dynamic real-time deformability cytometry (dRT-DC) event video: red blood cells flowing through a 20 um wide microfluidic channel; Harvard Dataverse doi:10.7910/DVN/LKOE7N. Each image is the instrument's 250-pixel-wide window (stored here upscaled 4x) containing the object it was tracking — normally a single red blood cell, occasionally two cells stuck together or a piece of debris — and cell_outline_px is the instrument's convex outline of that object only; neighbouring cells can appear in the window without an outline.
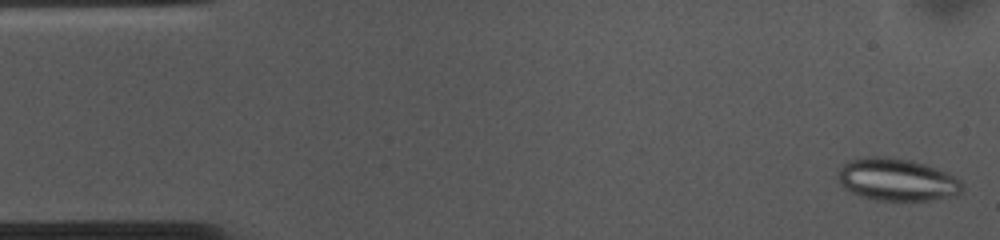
{"species": "common noctule bat (a hibernating species)", "species_latin": "Nyctalus noctula", "temperature_condition": "cold", "stored_images_in_passage": 53, "camera_frame_rate_fps": 3000, "um_per_image_px": 0.085, "animal": {"sex": "female", "body_mass_g": 10.0, "forearm_length_mm": 53.1}, "frame": {"image": 1, "passage_image": 1, "time_ms": 0.0, "image_size_px": [1000, 240], "cell_outline_px": [[964, 188], [960, 192], [952, 196], [932, 200], [876, 200], [852, 192], [844, 188], [840, 184], [836, 176], [840, 164], [848, 160], [864, 156], [888, 156], [912, 160], [936, 168], [960, 180]], "centroid_in_image_um": [76.17, 15.24], "position_along_channel_um": 8.8, "area_um2": 30.87}}
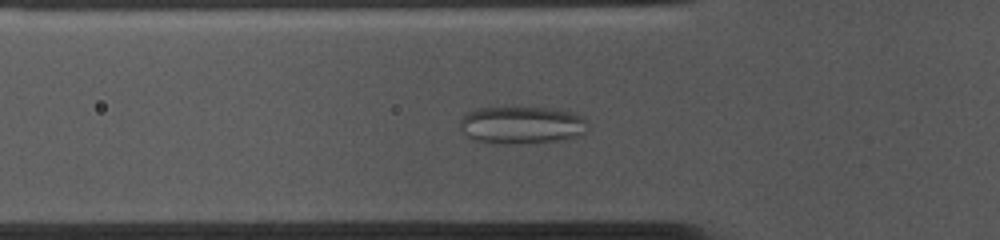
{"frame": {"image": 2, "passage_image": 16, "time_ms": 5.0, "image_size_px": [1000, 240], "cell_outline_px": [[588, 128], [584, 132], [576, 136], [564, 140], [476, 140], [468, 136], [460, 128], [460, 120], [468, 112], [480, 108], [552, 108], [572, 112], [580, 116], [584, 120]], "centroid_in_image_um": [44.38, 10.56], "position_along_channel_um": 81.4, "area_um2": 26.18}}
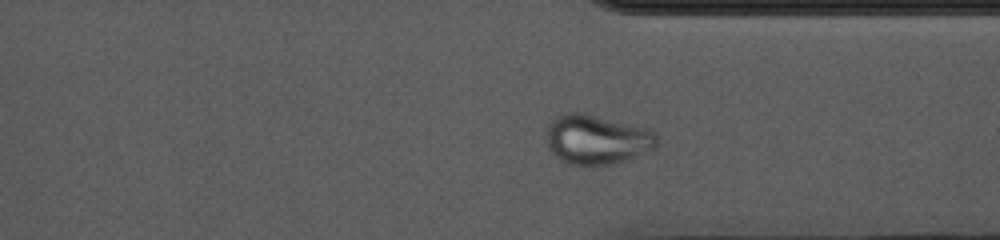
{"frame": {"image": 3, "passage_image": 39, "time_ms": 12.667, "image_size_px": [1000, 240], "cell_outline_px": [[656, 148], [624, 160], [608, 164], [568, 164], [560, 160], [548, 148], [544, 136], [548, 124], [556, 116], [564, 112], [576, 112], [652, 128], [656, 132]], "centroid_in_image_um": [50.7, 11.83], "position_along_channel_um": 360.7, "area_um2": 31.91}}